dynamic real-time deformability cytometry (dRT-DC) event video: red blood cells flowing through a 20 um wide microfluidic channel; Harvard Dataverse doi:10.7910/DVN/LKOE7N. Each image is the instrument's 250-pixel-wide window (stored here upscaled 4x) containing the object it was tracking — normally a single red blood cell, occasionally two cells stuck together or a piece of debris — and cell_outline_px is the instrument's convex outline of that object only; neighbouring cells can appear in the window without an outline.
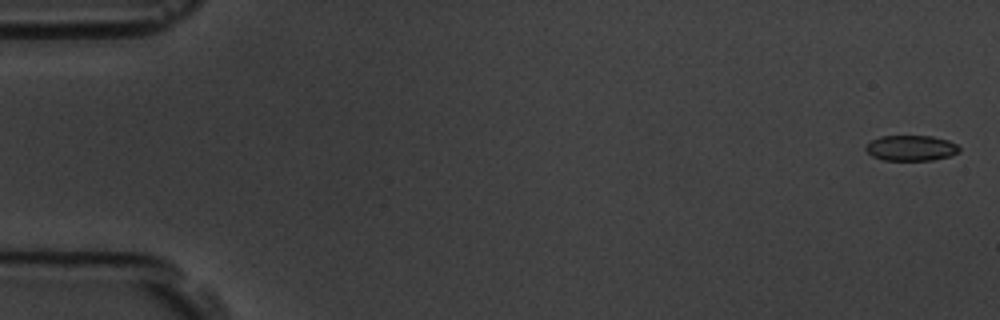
{"species": "common noctule bat (a hibernating species)", "species_latin": "Nyctalus noctula", "temperature_condition": "room temperature", "stored_images_in_passage": 58, "camera_frame_rate_fps": 3000, "um_per_image_px": 0.085, "animal": {"sex": "male", "body_mass_g": 19.5, "forearm_length_mm": 54.6}, "frame": {"image": 1, "passage_image": 2, "time_ms": 0.333, "image_size_px": [1000, 320], "cell_outline_px": [[960, 152], [952, 156], [932, 160], [884, 160], [872, 156], [864, 148], [872, 140], [880, 136], [932, 136], [948, 140], [956, 144], [960, 148]], "centroid_in_image_um": [77.47, 12.58], "position_along_channel_um": 7.5, "area_um2": 13.93}}
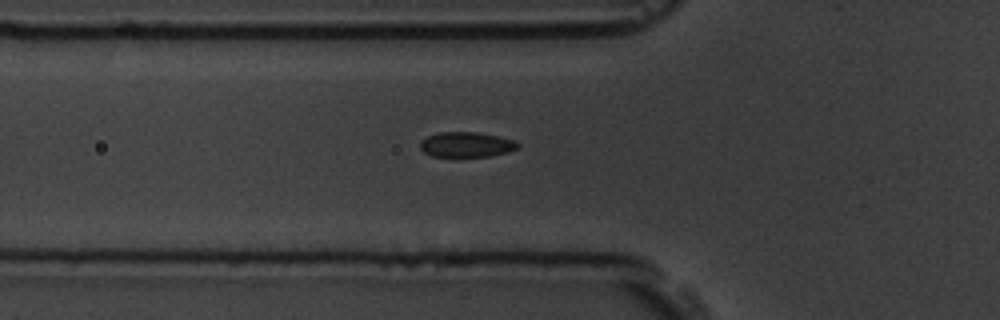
{"frame": {"image": 2, "passage_image": 21, "time_ms": 6.667, "image_size_px": [1000, 320], "cell_outline_px": [[520, 148], [508, 152], [488, 156], [432, 156], [424, 152], [420, 148], [420, 140], [428, 136], [440, 132], [476, 132], [500, 136], [516, 140], [520, 144]], "centroid_in_image_um": [39.69, 12.28], "position_along_channel_um": 86.1, "area_um2": 14.39}}
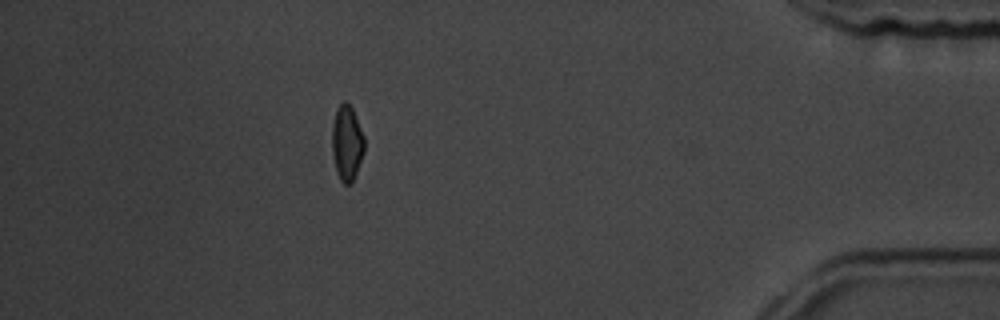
{"frame": {"image": 3, "passage_image": 52, "time_ms": 17.0, "image_size_px": [1000, 320], "cell_outline_px": [[364, 152], [356, 172], [352, 180], [348, 184], [344, 184], [340, 180], [336, 172], [332, 152], [332, 128], [336, 108], [344, 100], [352, 108], [364, 136]], "centroid_in_image_um": [29.47, 12.14], "position_along_channel_um": 405.7, "area_um2": 14.05}, "authors_computed_cell_mechanics": {"area_um2": 14.5367, "velocity_mm_per_s": 3.5606, "shape_relaxation_time_tau1_ms": 3.7229, "shape_relaxation_time_tau2_ms": 1.7859, "deformation_change_tau1": 0.1179, "deformation_change_tau2": 0.061}}